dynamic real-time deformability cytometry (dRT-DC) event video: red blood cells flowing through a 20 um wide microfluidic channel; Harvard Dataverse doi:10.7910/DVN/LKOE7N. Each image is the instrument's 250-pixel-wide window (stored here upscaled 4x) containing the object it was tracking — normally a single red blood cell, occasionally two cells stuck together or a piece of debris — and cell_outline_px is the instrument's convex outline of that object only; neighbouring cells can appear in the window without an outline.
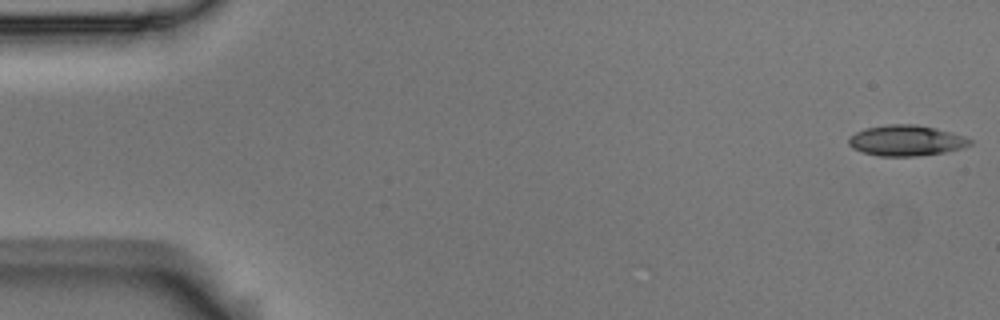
{"species": "Egyptian fruit bat (a non-hibernating species)", "species_latin": "Rousettus aegyptiacus", "temperature_condition": "room temperature", "stored_images_in_passage": 5, "segment_of_instrument_passage": [1, 2], "camera_frame_rate_fps": 3000, "um_per_image_px": 0.085, "animal": {"sex": "male"}, "frame": {"image": 1, "passage_image": 1, "time_ms": 0.0, "image_size_px": [1000, 320], "cell_outline_px": [[972, 144], [964, 148], [944, 152], [916, 156], [880, 156], [864, 152], [852, 148], [848, 144], [848, 140], [856, 132], [864, 128], [888, 124], [916, 124], [936, 128], [964, 136], [972, 140]], "centroid_in_image_um": [77.04, 11.94], "position_along_channel_um": 8.0, "area_um2": 21.68}}
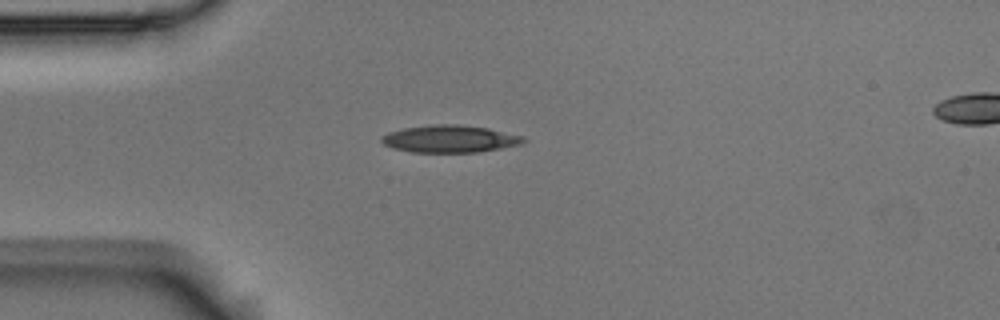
{"frame": {"image": 2, "passage_image": 4, "time_ms": 1.0, "image_size_px": [1000, 320], "cell_outline_px": [[528, 140], [520, 144], [500, 148], [476, 152], [412, 152], [392, 148], [384, 144], [380, 140], [380, 136], [388, 132], [404, 128], [436, 124], [452, 124], [488, 128], [524, 136]], "centroid_in_image_um": [38.22, 11.8], "position_along_channel_um": 46.8, "area_um2": 22.48}}